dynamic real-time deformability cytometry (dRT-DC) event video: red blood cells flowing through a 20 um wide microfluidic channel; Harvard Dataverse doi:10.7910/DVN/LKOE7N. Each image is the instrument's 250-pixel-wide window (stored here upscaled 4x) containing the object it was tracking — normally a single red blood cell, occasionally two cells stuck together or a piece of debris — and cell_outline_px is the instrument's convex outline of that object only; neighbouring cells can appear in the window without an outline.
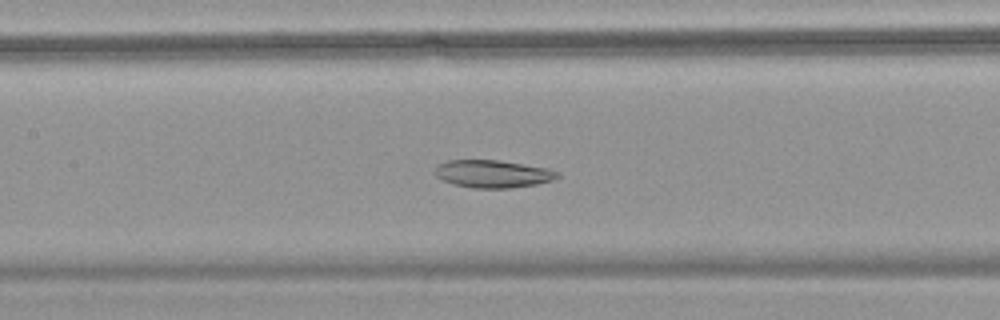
{"species": "common noctule bat (a hibernating species)", "species_latin": "Nyctalus noctula", "temperature_condition": "warm", "stored_images_in_passage": 56, "camera_frame_rate_fps": 3000, "um_per_image_px": 0.085, "animal": {"sex": "female", "body_mass_g": 18.4}, "frame": {"image": 1, "passage_image": 27, "time_ms": 8.667, "image_size_px": [1000, 320], "cell_outline_px": [[560, 176], [552, 180], [536, 184], [512, 188], [472, 188], [452, 184], [436, 176], [436, 168], [440, 164], [448, 160], [500, 160], [548, 168], [560, 172]], "centroid_in_image_um": [41.93, 14.78], "position_along_channel_um": 165.5, "area_um2": 19.71}}
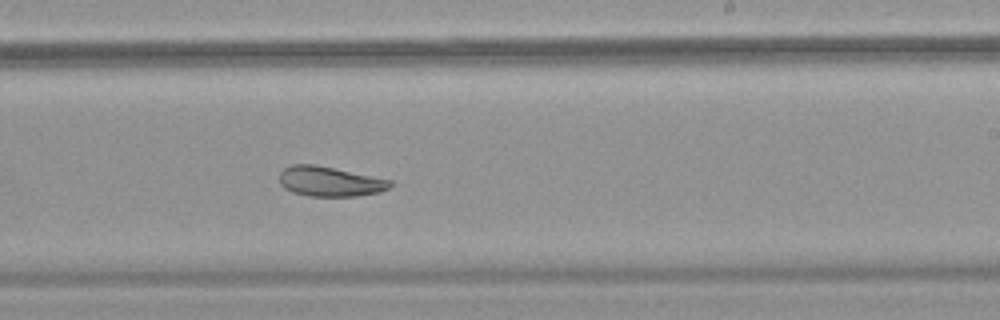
{"frame": {"image": 2, "passage_image": 35, "time_ms": 11.333, "image_size_px": [1000, 320], "cell_outline_px": [[392, 184], [388, 188], [380, 192], [356, 196], [308, 196], [292, 192], [284, 188], [280, 184], [280, 172], [284, 168], [292, 164], [312, 164], [392, 180]], "centroid_in_image_um": [28.01, 15.43], "position_along_channel_um": 261.0, "area_um2": 19.13}}
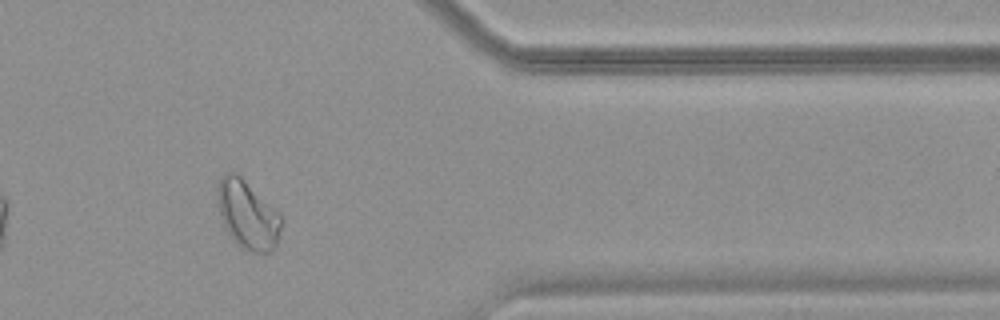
{"frame": {"image": 3, "passage_image": 47, "time_ms": 15.333, "image_size_px": [1000, 320], "cell_outline_px": [[280, 232], [276, 244], [272, 252], [252, 252], [240, 248], [228, 232], [220, 216], [216, 200], [216, 188], [220, 176], [224, 172], [236, 172], [280, 216]], "centroid_in_image_um": [20.97, 18.25], "position_along_channel_um": 390.4, "area_um2": 25.03}, "authors_computed_cell_mechanics": {"area_um2": 25.3164, "velocity_mm_per_s": 3.596, "shape_relaxation_time_tau1_ms": null, "shape_relaxation_time_tau2_ms": 4.7396, "deformation_change_tau1": null, "deformation_change_tau2": 0.1128}}